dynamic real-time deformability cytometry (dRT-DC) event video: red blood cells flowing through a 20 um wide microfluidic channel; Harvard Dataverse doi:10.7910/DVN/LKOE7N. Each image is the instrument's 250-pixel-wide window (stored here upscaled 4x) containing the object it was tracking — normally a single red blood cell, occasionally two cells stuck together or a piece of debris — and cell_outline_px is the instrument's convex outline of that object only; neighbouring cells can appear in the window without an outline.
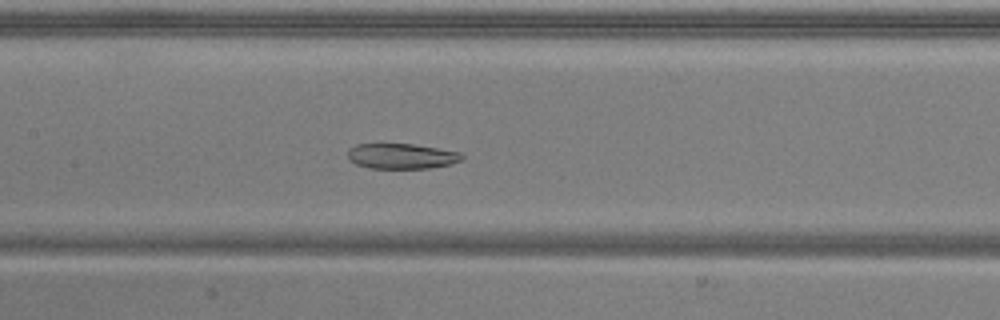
{"species": "common noctule bat (a hibernating species)", "species_latin": "Nyctalus noctula", "temperature_condition": "warm", "stored_images_in_passage": 50, "camera_frame_rate_fps": 3000, "um_per_image_px": 0.085, "animal": {"sex": "male", "body_mass_g": 20.5, "forearm_length_mm": 52.5}, "frame": {"image": 1, "passage_image": 23, "time_ms": 7.333, "image_size_px": [1000, 320], "cell_outline_px": [[464, 156], [460, 160], [448, 164], [428, 168], [368, 168], [356, 164], [348, 160], [348, 148], [356, 144], [412, 144], [460, 152]], "centroid_in_image_um": [34.07, 13.27], "position_along_channel_um": 173.3, "area_um2": 16.7}}
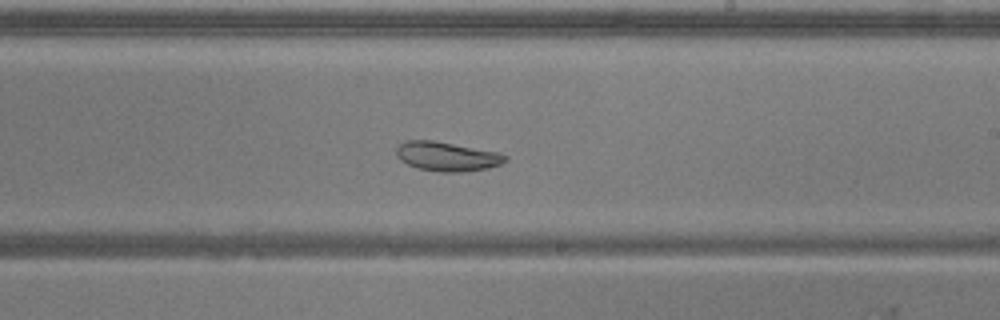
{"frame": {"image": 2, "passage_image": 29, "time_ms": 9.333, "image_size_px": [1000, 320], "cell_outline_px": [[508, 160], [500, 164], [488, 168], [464, 172], [440, 172], [416, 168], [400, 160], [396, 156], [396, 148], [404, 140], [432, 140], [500, 152], [508, 156]], "centroid_in_image_um": [38.0, 13.3], "position_along_channel_um": 251.0, "area_um2": 18.79}}
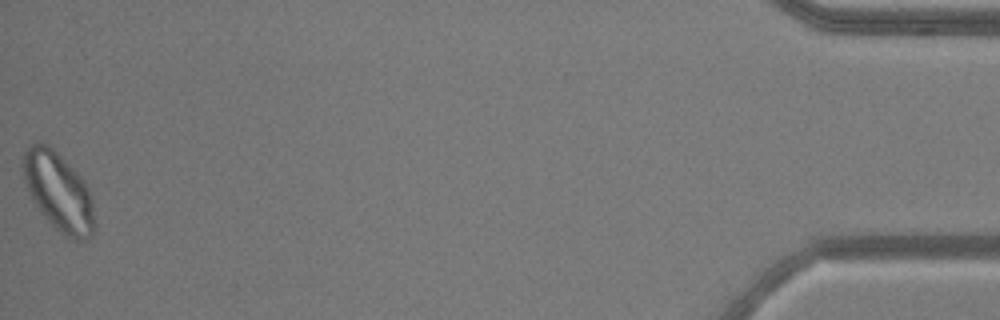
{"frame": {"image": 3, "passage_image": 50, "time_ms": 16.333, "image_size_px": [1000, 320], "cell_outline_px": [[96, 224], [92, 236], [84, 240], [72, 240], [64, 236], [40, 212], [32, 200], [28, 192], [24, 180], [20, 164], [24, 152], [36, 140], [40, 140], [48, 144], [84, 180], [88, 188], [92, 200]], "centroid_in_image_um": [4.96, 16.29], "position_along_channel_um": 430.2, "area_um2": 33.06}, "authors_computed_cell_mechanics": {"area_um2": 25.3742, "velocity_mm_per_s": 3.9025, "shape_relaxation_time_tau1_ms": null, "shape_relaxation_time_tau2_ms": 1.2523, "deformation_change_tau1": null, "deformation_change_tau2": 0.0543}}